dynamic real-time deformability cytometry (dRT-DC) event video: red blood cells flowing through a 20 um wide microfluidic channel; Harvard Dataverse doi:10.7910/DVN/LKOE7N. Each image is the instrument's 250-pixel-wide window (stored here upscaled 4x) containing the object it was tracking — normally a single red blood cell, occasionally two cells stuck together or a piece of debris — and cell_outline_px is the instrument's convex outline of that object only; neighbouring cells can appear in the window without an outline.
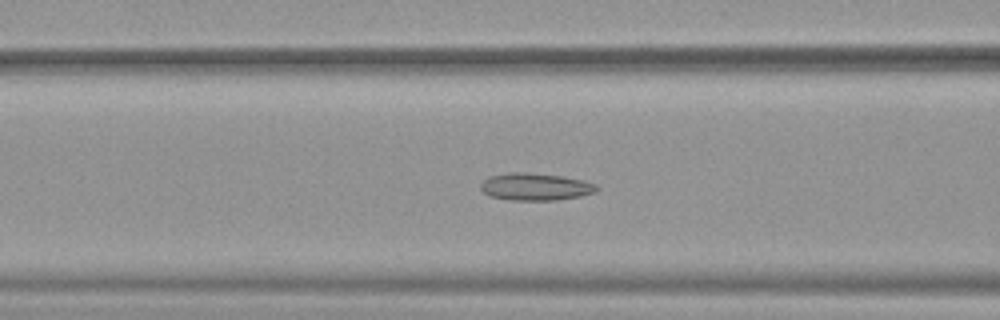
{"species": "common noctule bat (a hibernating species)", "species_latin": "Nyctalus noctula", "temperature_condition": "warm", "stored_images_in_passage": 52, "camera_frame_rate_fps": 3000, "um_per_image_px": 0.085, "animal": {"sex": "female", "body_mass_g": 19.9}, "frame": {"image": 1, "passage_image": 21, "time_ms": 6.667, "image_size_px": [1000, 320], "cell_outline_px": [[600, 188], [596, 192], [580, 196], [556, 200], [512, 200], [488, 196], [480, 188], [480, 184], [488, 176], [508, 172], [528, 172], [560, 176], [584, 180], [596, 184]], "centroid_in_image_um": [45.5, 15.87], "position_along_channel_um": 121.1, "area_um2": 18.61}}
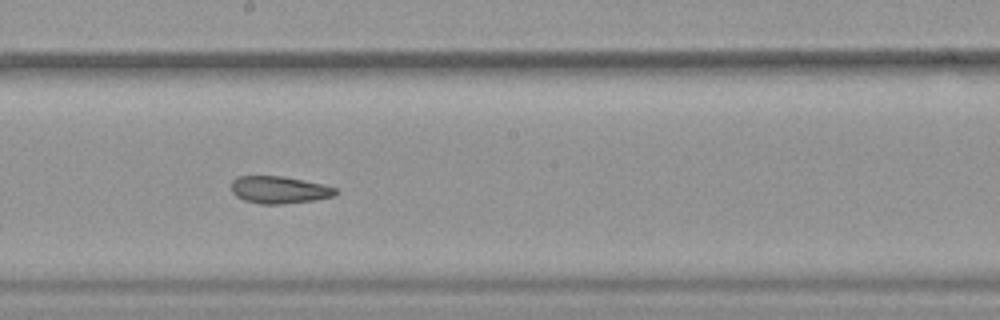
{"frame": {"image": 2, "passage_image": 29, "time_ms": 9.333, "image_size_px": [1000, 320], "cell_outline_px": [[340, 192], [336, 196], [312, 200], [284, 204], [260, 204], [244, 200], [236, 196], [232, 192], [232, 180], [236, 176], [284, 176], [324, 184], [336, 188]], "centroid_in_image_um": [23.76, 16.13], "position_along_channel_um": 224.4, "area_um2": 16.76}}
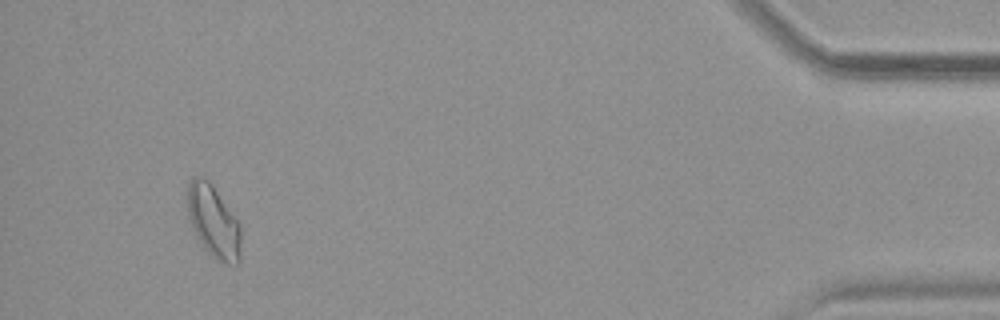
{"frame": {"image": 3, "passage_image": 49, "time_ms": 16.0, "image_size_px": [1000, 320], "cell_outline_px": [[240, 260], [236, 264], [228, 264], [212, 256], [208, 252], [196, 236], [188, 220], [188, 184], [192, 176], [204, 176], [212, 184], [240, 224]], "centroid_in_image_um": [18.13, 18.8], "position_along_channel_um": 417.1, "area_um2": 22.43}, "authors_computed_cell_mechanics": {"area_um2": 19.7676, "velocity_mm_per_s": 3.8929, "shape_relaxation_time_tau1_ms": null, "shape_relaxation_time_tau2_ms": 2.2741, "deformation_change_tau1": null, "deformation_change_tau2": 0.074}}